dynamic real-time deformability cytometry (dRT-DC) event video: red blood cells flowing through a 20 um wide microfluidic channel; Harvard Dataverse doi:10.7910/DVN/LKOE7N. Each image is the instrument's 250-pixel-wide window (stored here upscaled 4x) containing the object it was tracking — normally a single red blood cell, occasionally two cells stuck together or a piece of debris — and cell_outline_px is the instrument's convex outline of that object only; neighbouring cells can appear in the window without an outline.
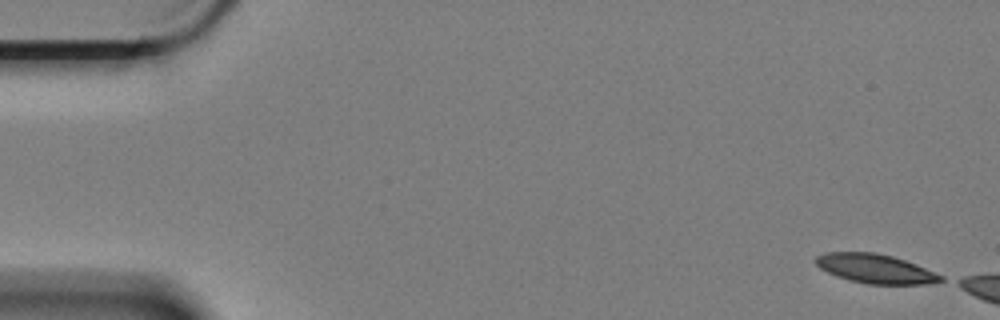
{"species": "Egyptian fruit bat (a non-hibernating species)", "species_latin": "Rousettus aegyptiacus", "temperature_condition": "cold", "stored_images_in_passage": 7, "camera_frame_rate_fps": 3000, "um_per_image_px": 0.085, "animal": {"sex": "female"}, "frame": {"image": 1, "passage_image": 1, "time_ms": 0.0, "image_size_px": [1000, 320], "cell_outline_px": [[944, 280], [928, 284], [868, 284], [848, 280], [836, 276], [820, 268], [816, 264], [816, 256], [824, 252], [876, 252], [892, 256], [916, 264], [944, 276]], "centroid_in_image_um": [74.41, 22.84], "position_along_channel_um": 10.6, "area_um2": 21.27}}